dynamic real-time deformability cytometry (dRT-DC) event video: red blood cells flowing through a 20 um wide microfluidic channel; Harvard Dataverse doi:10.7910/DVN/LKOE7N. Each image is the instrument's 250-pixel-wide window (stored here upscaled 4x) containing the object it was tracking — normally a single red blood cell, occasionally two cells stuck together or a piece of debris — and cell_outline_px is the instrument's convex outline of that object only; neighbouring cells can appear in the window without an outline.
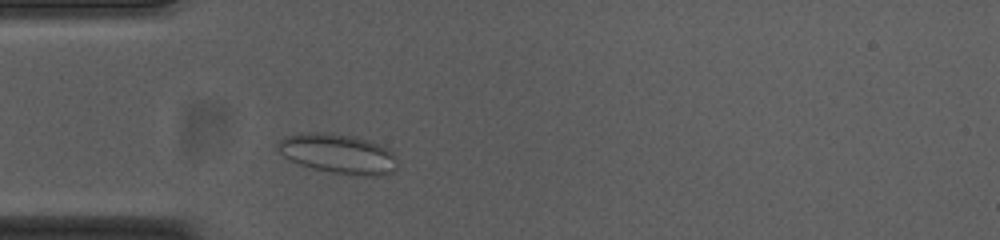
{"species": "common noctule bat (a hibernating species)", "species_latin": "Nyctalus noctula", "temperature_condition": "cold", "stored_images_in_passage": 28, "camera_frame_rate_fps": 3000, "um_per_image_px": 0.085, "animal": {"sex": "female", "body_mass_g": 23.0, "forearm_length_mm": 53.4}, "frame": {"image": 1, "passage_image": 5, "time_ms": 1.333, "image_size_px": [1000, 240], "cell_outline_px": [[396, 168], [392, 172], [384, 176], [360, 176], [332, 172], [312, 168], [300, 164], [284, 156], [276, 148], [276, 144], [284, 136], [304, 132], [324, 132], [356, 136], [380, 144], [388, 148], [392, 152], [396, 164]], "centroid_in_image_um": [28.74, 13.06], "position_along_channel_um": 56.3, "area_um2": 27.8}}
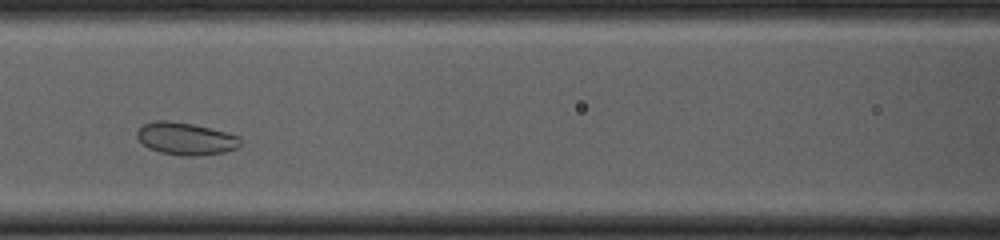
{"frame": {"image": 2, "passage_image": 13, "time_ms": 4.0, "image_size_px": [1000, 240], "cell_outline_px": [[240, 148], [224, 152], [200, 156], [184, 156], [160, 152], [148, 148], [136, 136], [136, 132], [144, 124], [156, 120], [168, 120], [192, 124], [240, 136]], "centroid_in_image_um": [15.8, 11.8], "position_along_channel_um": 150.8, "area_um2": 19.48}}
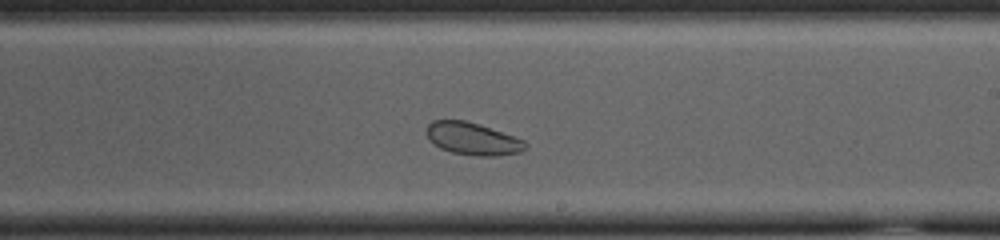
{"frame": {"image": 3, "passage_image": 21, "time_ms": 6.667, "image_size_px": [1000, 240], "cell_outline_px": [[528, 144], [520, 152], [496, 156], [476, 156], [452, 152], [440, 148], [428, 140], [424, 132], [428, 124], [432, 120], [464, 120], [524, 140]], "centroid_in_image_um": [40.1, 11.8], "position_along_channel_um": 248.9, "area_um2": 18.5}}